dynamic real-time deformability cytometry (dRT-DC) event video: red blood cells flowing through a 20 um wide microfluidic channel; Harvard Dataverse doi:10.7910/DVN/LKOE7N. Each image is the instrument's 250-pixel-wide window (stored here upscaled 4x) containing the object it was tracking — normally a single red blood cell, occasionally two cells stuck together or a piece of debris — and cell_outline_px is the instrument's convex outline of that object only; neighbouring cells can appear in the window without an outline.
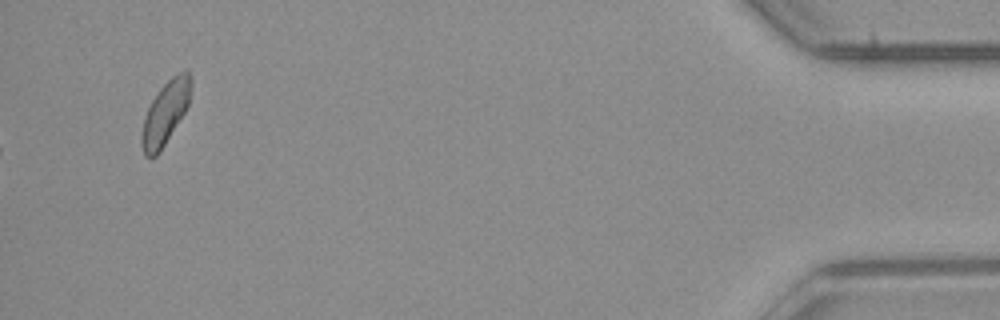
{"species": "common noctule bat (a hibernating species)", "species_latin": "Nyctalus noctula", "temperature_condition": "room temperature", "stored_images_in_passage": 37, "camera_frame_rate_fps": 3000, "um_per_image_px": 0.085, "animal": {"sex": "male", "body_mass_g": 23.1, "forearm_length_mm": 52.7}, "frame": {"image": 1, "passage_image": 37, "time_ms": 12.0, "image_size_px": [1000, 320], "cell_outline_px": [[192, 84], [188, 104], [184, 112], [160, 152], [156, 156], [144, 156], [140, 140], [144, 116], [152, 100], [160, 88], [172, 76], [188, 68], [192, 80]], "centroid_in_image_um": [14.05, 9.57], "position_along_channel_um": 421.1, "area_um2": 18.03}}